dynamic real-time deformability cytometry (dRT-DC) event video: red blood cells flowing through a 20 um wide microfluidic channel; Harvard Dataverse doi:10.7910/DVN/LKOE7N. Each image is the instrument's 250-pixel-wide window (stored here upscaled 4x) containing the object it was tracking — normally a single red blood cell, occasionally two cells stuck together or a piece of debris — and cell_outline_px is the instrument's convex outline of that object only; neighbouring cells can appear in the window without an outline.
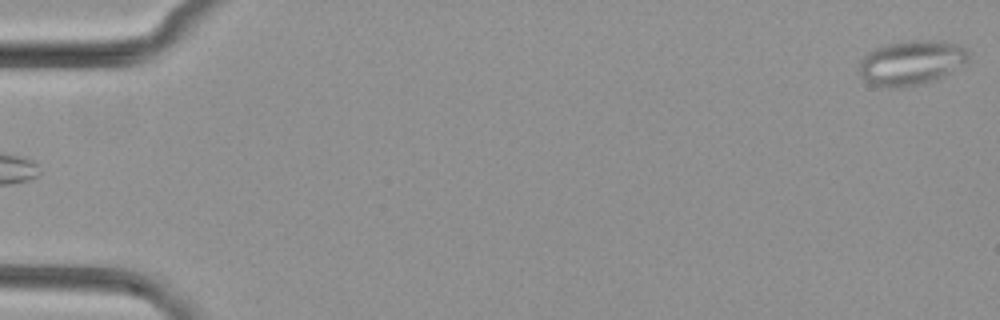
{"species": "common noctule bat (a hibernating species)", "species_latin": "Nyctalus noctula", "temperature_condition": "cold", "stored_images_in_passage": 5, "camera_frame_rate_fps": 3000, "um_per_image_px": 0.085, "animal": {"sex": "female", "body_mass_g": 29.2, "forearm_length_mm": 56.3}, "frame": {"image": 1, "passage_image": 5, "time_ms": 1.333, "image_size_px": [1000, 320], "cell_outline_px": [[968, 60], [964, 64], [944, 76], [936, 80], [920, 84], [900, 88], [888, 88], [872, 84], [864, 80], [860, 76], [860, 60], [868, 52], [884, 44], [912, 40], [944, 40], [956, 44], [964, 48], [968, 52]], "centroid_in_image_um": [77.46, 5.33], "position_along_channel_um": 7.5, "area_um2": 28.61}}